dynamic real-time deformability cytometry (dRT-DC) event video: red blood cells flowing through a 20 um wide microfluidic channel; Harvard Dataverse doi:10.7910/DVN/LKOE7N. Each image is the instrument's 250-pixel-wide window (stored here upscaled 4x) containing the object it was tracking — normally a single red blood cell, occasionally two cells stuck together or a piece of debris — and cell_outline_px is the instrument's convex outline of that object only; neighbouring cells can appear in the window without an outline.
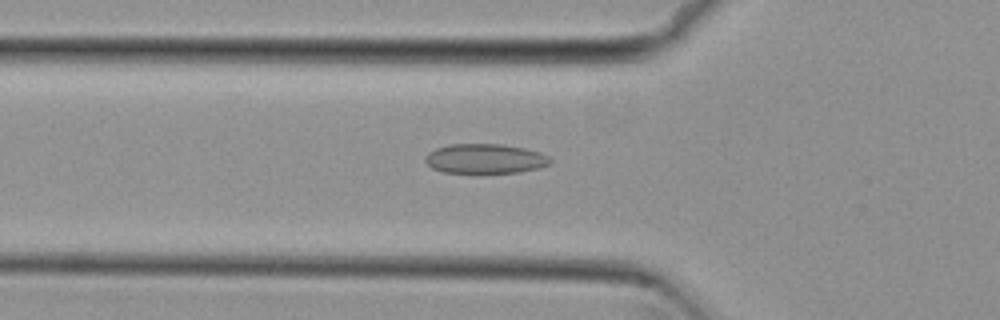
{"species": "common noctule bat (a hibernating species)", "species_latin": "Nyctalus noctula", "temperature_condition": "cold", "stored_images_in_passage": 52, "camera_frame_rate_fps": 3000, "um_per_image_px": 0.085, "animal": {"sex": "female", "body_mass_g": 29.2, "forearm_length_mm": 56.3}, "frame": {"image": 1, "passage_image": 17, "time_ms": 5.333, "image_size_px": [1000, 320], "cell_outline_px": [[552, 160], [548, 164], [540, 168], [520, 172], [444, 172], [432, 168], [424, 160], [428, 152], [436, 148], [452, 144], [500, 144], [524, 148], [540, 152], [548, 156]], "centroid_in_image_um": [41.24, 13.48], "position_along_channel_um": 84.6, "area_um2": 21.39}}
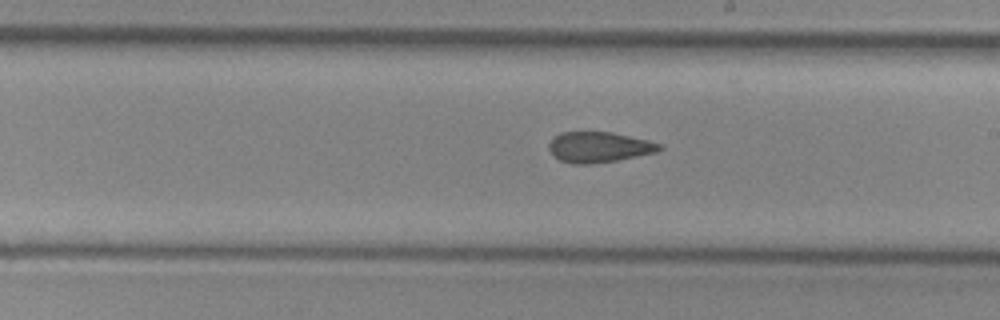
{"frame": {"image": 2, "passage_image": 29, "time_ms": 9.333, "image_size_px": [1000, 320], "cell_outline_px": [[664, 148], [656, 152], [616, 160], [588, 164], [572, 164], [560, 160], [552, 156], [548, 148], [548, 144], [552, 136], [560, 132], [612, 132], [648, 140], [664, 144]], "centroid_in_image_um": [50.88, 12.5], "position_along_channel_um": 238.1, "area_um2": 19.88}}
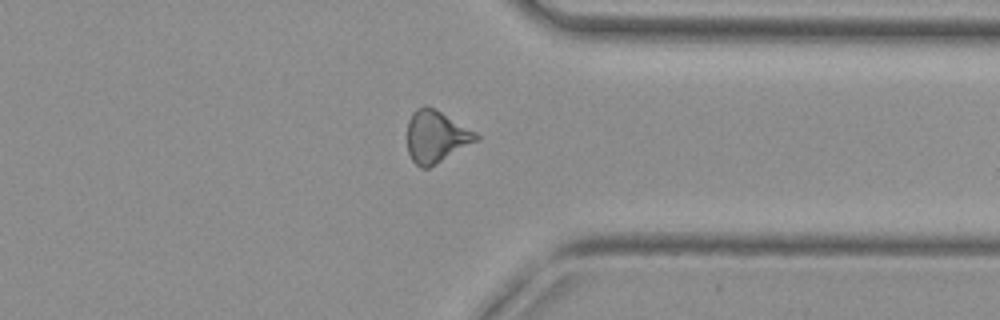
{"frame": {"image": 3, "passage_image": 40, "time_ms": 13.0, "image_size_px": [1000, 320], "cell_outline_px": [[480, 136], [476, 140], [428, 168], [420, 168], [412, 160], [408, 152], [408, 120], [412, 112], [416, 108], [424, 104], [440, 112], [476, 132]], "centroid_in_image_um": [37.01, 11.6], "position_along_channel_um": 374.4, "area_um2": 20.35}, "authors_computed_cell_mechanics": {"area_um2": 20.8369, "velocity_mm_per_s": 3.8222, "shape_relaxation_time_tau1_ms": null, "shape_relaxation_time_tau2_ms": 2.046, "deformation_change_tau1": null, "deformation_change_tau2": 0.104}}